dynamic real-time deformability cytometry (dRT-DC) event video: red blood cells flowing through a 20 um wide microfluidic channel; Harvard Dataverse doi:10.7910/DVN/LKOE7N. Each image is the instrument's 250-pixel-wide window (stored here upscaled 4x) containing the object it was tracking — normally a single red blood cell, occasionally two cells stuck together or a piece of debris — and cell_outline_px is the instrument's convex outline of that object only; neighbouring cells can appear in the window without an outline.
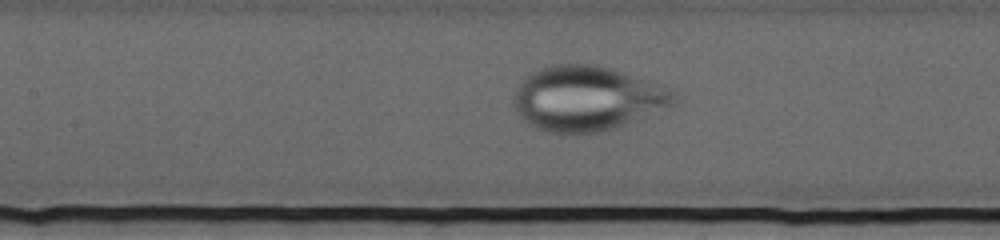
{"species": "human", "species_latin": "Homo sapiens", "temperature_condition": "cold", "stored_images_in_passage": 73, "camera_frame_rate_fps": 3000, "um_per_image_px": 0.085, "donor": {"sex": "female"}, "frame": {"image": 1, "passage_image": 33, "time_ms": 10.667, "image_size_px": [1000, 240], "cell_outline_px": [[680, 96], [676, 104], [668, 108], [616, 128], [600, 132], [576, 136], [568, 136], [548, 132], [536, 128], [528, 124], [520, 116], [512, 100], [516, 88], [524, 76], [548, 64], [596, 64], [664, 84], [676, 88]], "centroid_in_image_um": [49.97, 8.39], "position_along_channel_um": 157.4, "area_um2": 62.31}}
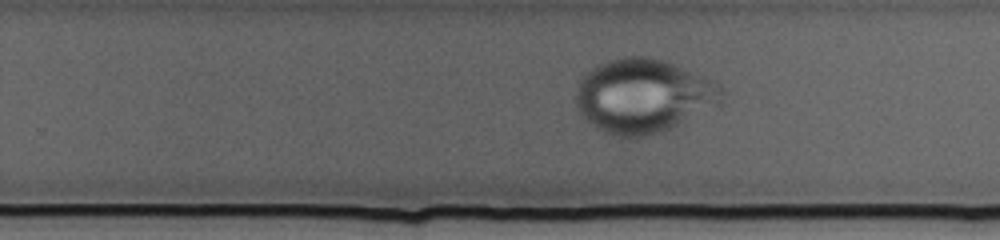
{"frame": {"image": 2, "passage_image": 46, "time_ms": 15.0, "image_size_px": [1000, 240], "cell_outline_px": [[728, 92], [720, 104], [660, 132], [648, 136], [620, 136], [600, 132], [588, 124], [576, 108], [576, 88], [584, 72], [608, 60], [624, 56], [648, 56], [668, 60], [716, 80]], "centroid_in_image_um": [54.71, 8.12], "position_along_channel_um": 275.1, "area_um2": 63.87}}
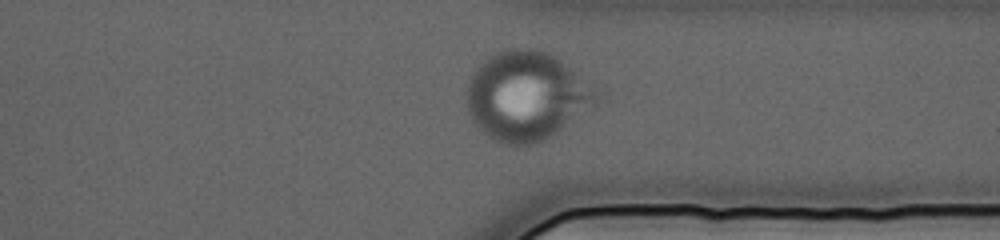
{"frame": {"image": 3, "passage_image": 56, "time_ms": 18.333, "image_size_px": [1000, 240], "cell_outline_px": [[604, 92], [600, 100], [596, 104], [548, 140], [536, 144], [500, 144], [492, 140], [476, 128], [464, 104], [464, 92], [468, 80], [472, 72], [488, 56], [504, 48], [536, 48], [548, 52], [556, 56], [568, 64]], "centroid_in_image_um": [44.77, 8.16], "position_along_channel_um": 366.6, "area_um2": 69.42}}